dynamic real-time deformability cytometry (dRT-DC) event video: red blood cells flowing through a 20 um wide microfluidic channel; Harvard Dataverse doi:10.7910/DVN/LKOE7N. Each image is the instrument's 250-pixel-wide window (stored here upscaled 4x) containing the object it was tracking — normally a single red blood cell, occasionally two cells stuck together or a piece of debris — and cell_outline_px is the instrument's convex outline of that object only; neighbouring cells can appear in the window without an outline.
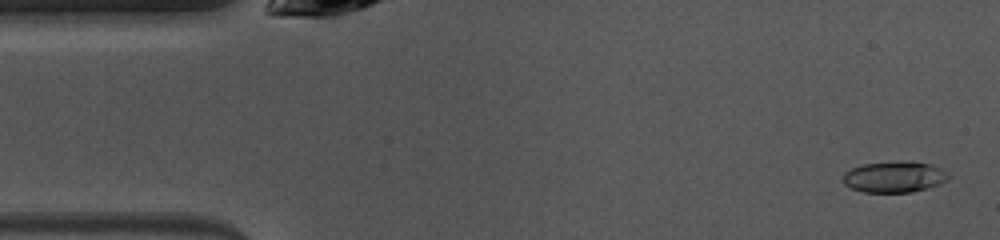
{"species": "common noctule bat (a hibernating species)", "species_latin": "Nyctalus noctula", "temperature_condition": "warm", "stored_images_in_passage": 48, "camera_frame_rate_fps": 3000, "um_per_image_px": 0.085, "animal": {"sex": "female", "body_mass_g": 10.0, "forearm_length_mm": 53.1}, "frame": {"image": 1, "passage_image": 2, "time_ms": 0.333, "image_size_px": [1000, 240], "cell_outline_px": [[948, 180], [940, 184], [928, 188], [912, 192], [864, 192], [852, 188], [844, 184], [840, 180], [844, 172], [852, 168], [864, 164], [900, 160], [932, 164], [940, 168], [948, 176]], "centroid_in_image_um": [75.98, 15.03], "position_along_channel_um": 9.0, "area_um2": 19.25}}
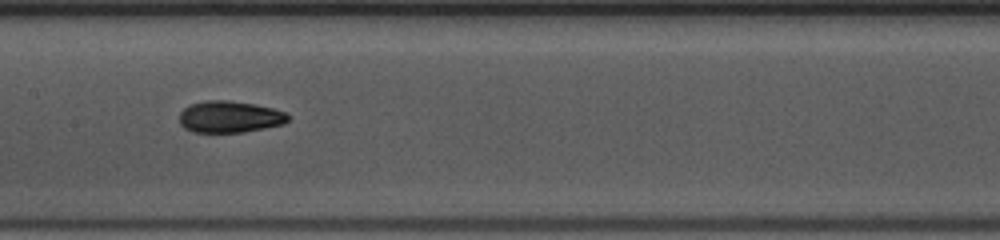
{"frame": {"image": 2, "passage_image": 22, "time_ms": 7.0, "image_size_px": [1000, 240], "cell_outline_px": [[288, 120], [284, 124], [244, 132], [192, 132], [184, 128], [180, 124], [180, 112], [188, 104], [204, 100], [228, 100], [256, 104], [288, 112]], "centroid_in_image_um": [19.51, 9.92], "position_along_channel_um": 187.9, "area_um2": 20.29}}
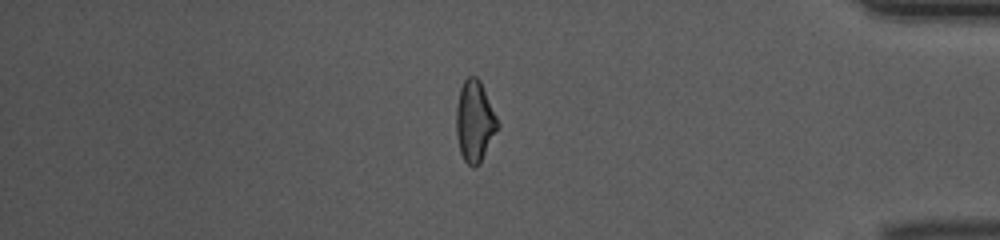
{"frame": {"image": 3, "passage_image": 40, "time_ms": 13.0, "image_size_px": [1000, 240], "cell_outline_px": [[500, 128], [480, 164], [476, 168], [472, 168], [464, 160], [460, 152], [456, 136], [456, 108], [460, 88], [464, 80], [468, 76], [476, 76], [480, 80], [500, 124]], "centroid_in_image_um": [40.36, 10.35], "position_along_channel_um": 394.8, "area_um2": 20.0}, "authors_computed_cell_mechanics": {"area_um2": 19.6231, "velocity_mm_per_s": 4.0537, "shape_relaxation_time_tau1_ms": 2.3395, "shape_relaxation_time_tau2_ms": 2.744, "deformation_change_tau1": 0.1494, "deformation_change_tau2": 0.0874}}